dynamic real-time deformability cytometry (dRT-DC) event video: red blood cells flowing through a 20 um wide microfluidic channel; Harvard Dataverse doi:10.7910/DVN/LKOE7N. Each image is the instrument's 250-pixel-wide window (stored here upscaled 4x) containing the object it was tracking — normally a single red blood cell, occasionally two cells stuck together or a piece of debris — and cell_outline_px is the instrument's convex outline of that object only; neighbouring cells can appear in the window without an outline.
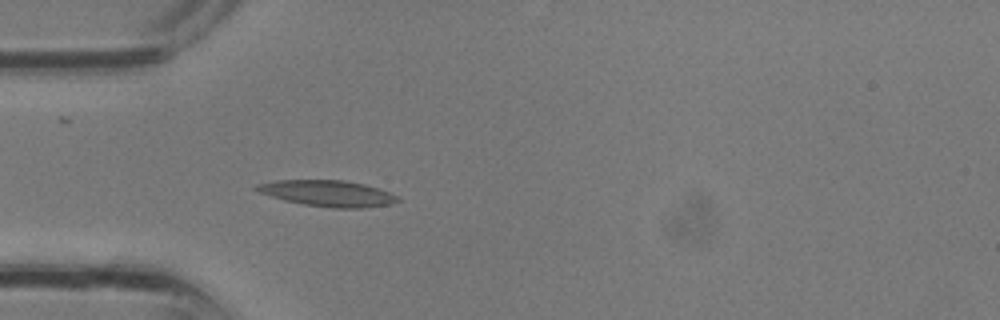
{"species": "common noctule bat (a hibernating species)", "species_latin": "Nyctalus noctula", "temperature_condition": "room temperature", "stored_images_in_passage": 26, "camera_frame_rate_fps": 3000, "um_per_image_px": 0.085, "animal": {"sex": "male", "body_mass_g": 13.3}, "frame": {"image": 1, "passage_image": 3, "time_ms": 0.667, "image_size_px": [1000, 320], "cell_outline_px": [[400, 200], [388, 204], [364, 208], [332, 208], [304, 204], [284, 200], [260, 192], [252, 188], [256, 184], [276, 180], [344, 180], [364, 184], [400, 196]], "centroid_in_image_um": [27.85, 16.43], "position_along_channel_um": 57.2, "area_um2": 21.33}}
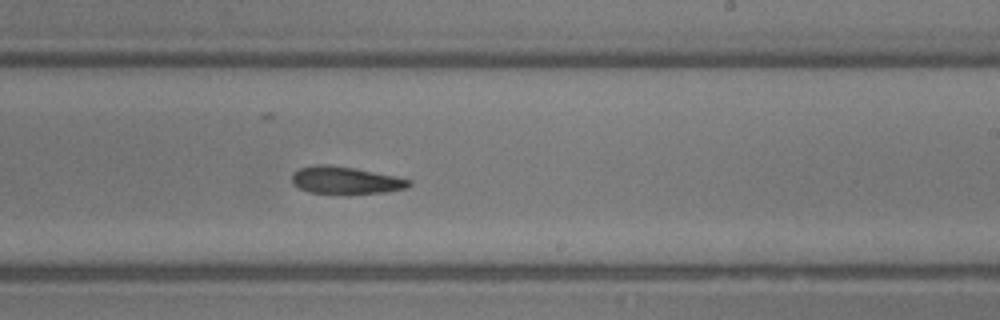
{"frame": {"image": 2, "passage_image": 13, "time_ms": 4.0, "image_size_px": [1000, 320], "cell_outline_px": [[412, 184], [408, 188], [384, 192], [348, 196], [308, 192], [292, 184], [292, 172], [300, 168], [316, 164], [328, 164], [356, 168], [396, 176], [412, 180]], "centroid_in_image_um": [29.38, 15.35], "position_along_channel_um": 259.6, "area_um2": 19.48}}
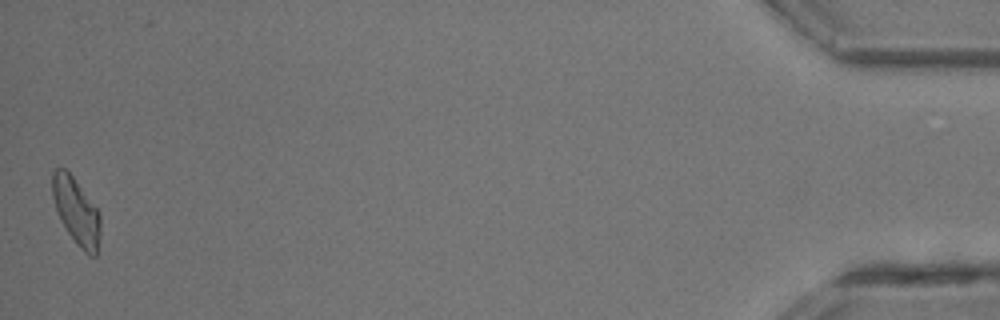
{"frame": {"image": 3, "passage_image": 26, "time_ms": 8.333, "image_size_px": [1000, 320], "cell_outline_px": [[100, 236], [96, 256], [88, 256], [76, 244], [60, 220], [52, 196], [52, 172], [56, 168], [64, 168], [72, 176], [100, 212]], "centroid_in_image_um": [6.49, 17.99], "position_along_channel_um": 428.7, "area_um2": 18.61}}